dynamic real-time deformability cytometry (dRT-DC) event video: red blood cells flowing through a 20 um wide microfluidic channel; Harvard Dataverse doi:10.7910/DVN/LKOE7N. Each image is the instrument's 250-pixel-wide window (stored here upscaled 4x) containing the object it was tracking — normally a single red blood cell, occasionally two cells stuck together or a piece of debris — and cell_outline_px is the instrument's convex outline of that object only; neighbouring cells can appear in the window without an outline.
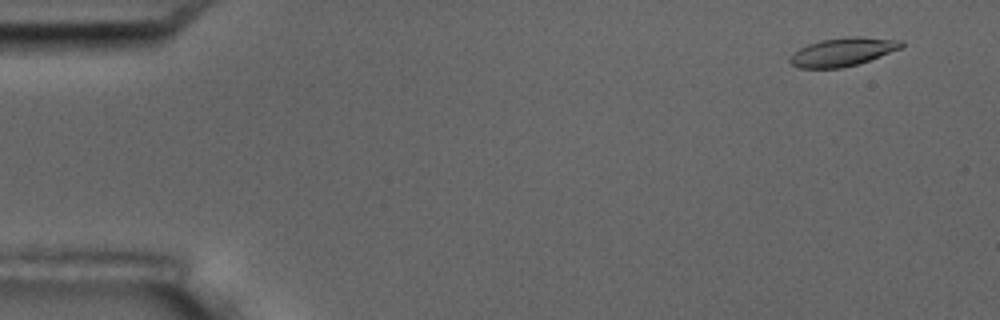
{"species": "common noctule bat (a hibernating species)", "species_latin": "Nyctalus noctula", "temperature_condition": "room temperature", "stored_images_in_passage": 4, "camera_frame_rate_fps": 3000, "um_per_image_px": 0.085, "animal": {"sex": "male", "body_mass_g": 17.5, "forearm_length_mm": 52.3}, "frame": {"image": 1, "passage_image": 1, "time_ms": 0.0, "image_size_px": [1000, 320], "cell_outline_px": [[904, 44], [900, 48], [880, 56], [856, 64], [840, 68], [800, 68], [792, 64], [788, 60], [800, 48], [808, 44], [824, 40], [848, 36], [860, 36], [904, 40]], "centroid_in_image_um": [71.66, 4.4], "position_along_channel_um": 13.3, "area_um2": 18.15}}
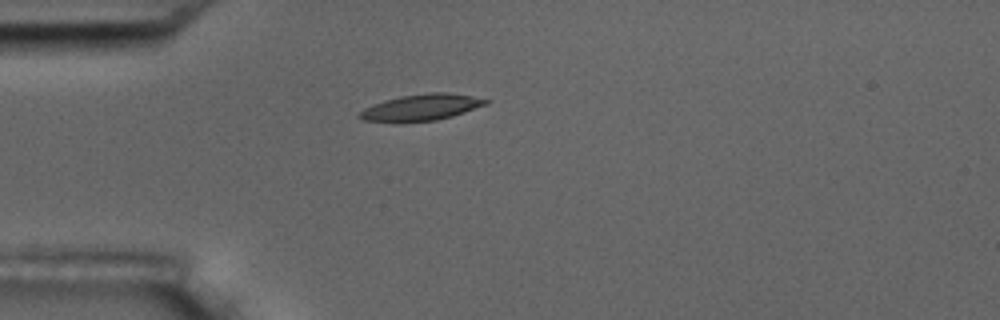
{"frame": {"image": 2, "passage_image": 4, "time_ms": 4.0, "image_size_px": [1000, 320], "cell_outline_px": [[492, 100], [488, 104], [452, 116], [436, 120], [364, 120], [356, 116], [364, 108], [372, 104], [384, 100], [400, 96], [428, 92], [448, 92], [472, 96]], "centroid_in_image_um": [35.87, 9.08], "position_along_channel_um": 49.1, "area_um2": 18.9}}